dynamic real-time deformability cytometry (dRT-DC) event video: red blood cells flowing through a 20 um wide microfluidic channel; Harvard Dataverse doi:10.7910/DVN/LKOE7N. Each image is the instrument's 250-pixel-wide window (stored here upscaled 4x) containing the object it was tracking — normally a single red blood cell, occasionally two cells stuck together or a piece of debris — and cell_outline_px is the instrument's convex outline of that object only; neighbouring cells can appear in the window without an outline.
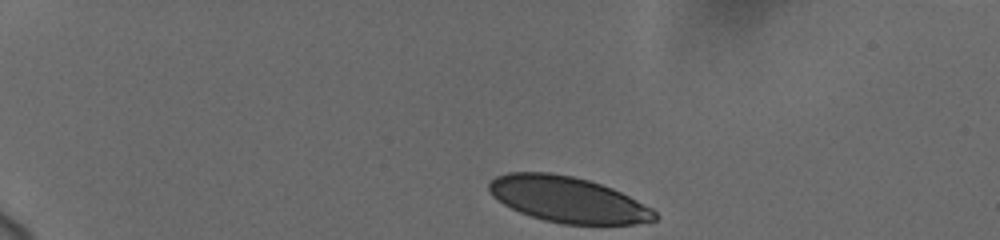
{"species": "human", "species_latin": "Homo sapiens", "temperature_condition": "cold", "stored_images_in_passage": 72, "camera_frame_rate_fps": 3000, "um_per_image_px": 0.085, "donor": {"sex": "female"}, "frame": {"image": 1, "passage_image": 1, "time_ms": 0.0, "image_size_px": [1000, 240], "cell_outline_px": [[656, 220], [632, 224], [560, 224], [544, 220], [520, 212], [504, 204], [492, 196], [488, 188], [488, 184], [496, 176], [508, 172], [548, 172], [572, 176], [588, 180], [612, 188], [652, 208], [656, 212]], "centroid_in_image_um": [48.24, 16.96], "position_along_channel_um": 36.8, "area_um2": 43.93}}
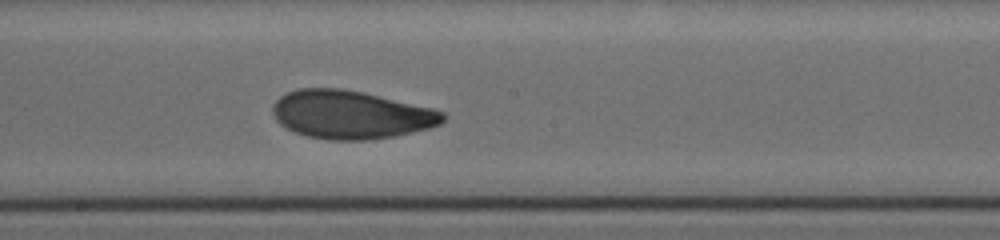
{"frame": {"image": 2, "passage_image": 28, "time_ms": 7.333, "image_size_px": [1000, 240], "cell_outline_px": [[444, 120], [440, 124], [428, 128], [392, 136], [364, 140], [328, 140], [308, 136], [296, 132], [280, 124], [276, 120], [272, 112], [272, 108], [276, 100], [280, 96], [288, 92], [300, 88], [340, 88], [364, 92], [432, 108], [444, 112]], "centroid_in_image_um": [29.8, 9.73], "position_along_channel_um": 218.4, "area_um2": 47.57}}
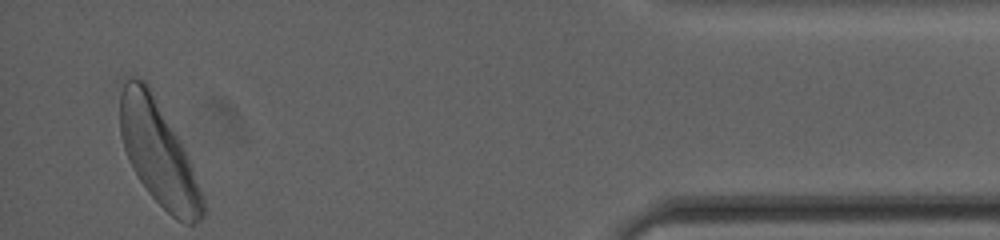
{"frame": {"image": 3, "passage_image": 70, "time_ms": 14.333, "image_size_px": [1000, 240], "cell_outline_px": [[208, 212], [196, 224], [188, 224], [176, 220], [148, 192], [132, 168], [128, 160], [120, 136], [120, 92], [124, 76], [132, 76], [144, 80], [148, 84], [180, 140], [184, 148], [204, 196]], "centroid_in_image_um": [13.47, 13.03], "position_along_channel_um": 421.7, "area_um2": 50.11}, "authors_computed_cell_mechanics": {"area_um2": 47.1359, "velocity_mm_per_s": 3.6501, "shape_relaxation_time_tau1_ms": 3.3437, "shape_relaxation_time_tau2_ms": 1.7744, "deformation_change_tau1": 0.1194, "deformation_change_tau2": 0.0743}}